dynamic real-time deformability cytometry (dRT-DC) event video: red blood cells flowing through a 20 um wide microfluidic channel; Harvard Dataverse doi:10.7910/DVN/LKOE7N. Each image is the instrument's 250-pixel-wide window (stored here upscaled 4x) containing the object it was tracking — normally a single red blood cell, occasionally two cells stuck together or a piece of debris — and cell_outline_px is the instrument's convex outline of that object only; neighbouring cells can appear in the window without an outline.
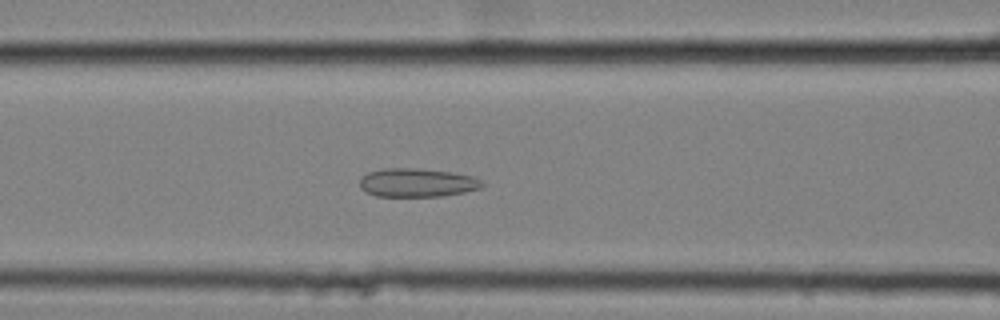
{"species": "common noctule bat (a hibernating species)", "species_latin": "Nyctalus noctula", "temperature_condition": "cold", "stored_images_in_passage": 59, "camera_frame_rate_fps": 3000, "um_per_image_px": 0.085, "animal": {"sex": "female", "body_mass_g": 25.1}, "frame": {"image": 1, "passage_image": 25, "time_ms": 8.0, "image_size_px": [1000, 320], "cell_outline_px": [[484, 184], [480, 188], [464, 192], [440, 196], [376, 196], [364, 192], [360, 188], [360, 180], [368, 172], [384, 168], [420, 168], [452, 172], [472, 176], [484, 180]], "centroid_in_image_um": [35.46, 15.52], "position_along_channel_um": 131.1, "area_um2": 20.52}}
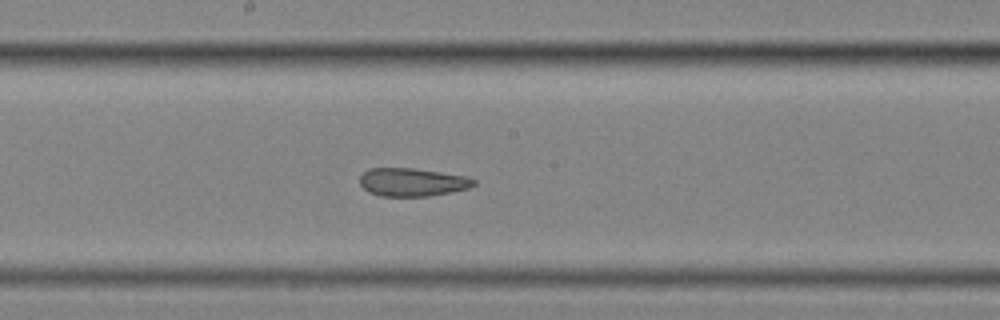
{"frame": {"image": 2, "passage_image": 32, "time_ms": 10.333, "image_size_px": [1000, 320], "cell_outline_px": [[476, 184], [468, 188], [428, 196], [380, 196], [368, 192], [360, 184], [360, 176], [368, 168], [412, 168], [440, 172], [464, 176], [476, 180]], "centroid_in_image_um": [35.0, 15.48], "position_along_channel_um": 213.2, "area_um2": 18.55}}
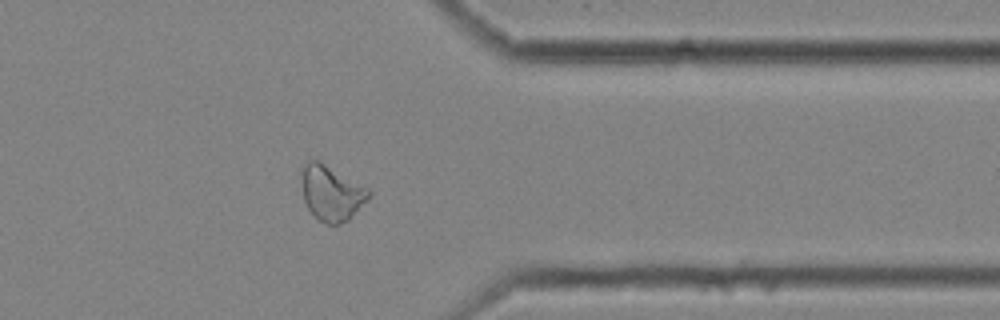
{"frame": {"image": 3, "passage_image": 47, "time_ms": 15.333, "image_size_px": [1000, 320], "cell_outline_px": [[372, 192], [348, 220], [340, 224], [324, 224], [308, 208], [304, 200], [300, 180], [304, 164], [308, 160], [316, 160], [324, 164], [368, 188]], "centroid_in_image_um": [28.13, 16.41], "position_along_channel_um": 383.3, "area_um2": 21.1}, "authors_computed_cell_mechanics": {"area_um2": 22.9466, "velocity_mm_per_s": 3.525, "shape_relaxation_time_tau1_ms": null, "shape_relaxation_time_tau2_ms": 2.1205, "deformation_change_tau1": null, "deformation_change_tau2": 0.0953}}